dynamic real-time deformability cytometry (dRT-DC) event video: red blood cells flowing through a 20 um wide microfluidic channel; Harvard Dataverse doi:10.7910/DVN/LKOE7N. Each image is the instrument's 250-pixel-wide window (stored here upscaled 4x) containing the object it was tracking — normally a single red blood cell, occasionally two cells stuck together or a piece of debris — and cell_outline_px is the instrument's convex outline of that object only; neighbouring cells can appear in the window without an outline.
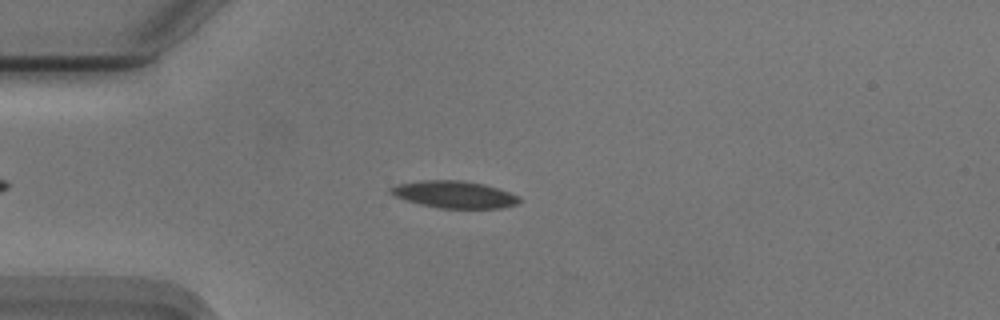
{"species": "Egyptian fruit bat (a non-hibernating species)", "species_latin": "Rousettus aegyptiacus", "temperature_condition": "cold", "stored_images_in_passage": 51, "camera_frame_rate_fps": 3000, "um_per_image_px": 0.085, "animal": {"sex": "male"}, "frame": {"image": 1, "passage_image": 11, "time_ms": 3.333, "image_size_px": [1000, 320], "cell_outline_px": [[520, 200], [516, 204], [504, 208], [436, 208], [420, 204], [396, 196], [388, 192], [388, 188], [396, 184], [420, 180], [464, 180], [484, 184], [520, 196]], "centroid_in_image_um": [38.59, 16.52], "position_along_channel_um": 46.4, "area_um2": 20.35}}
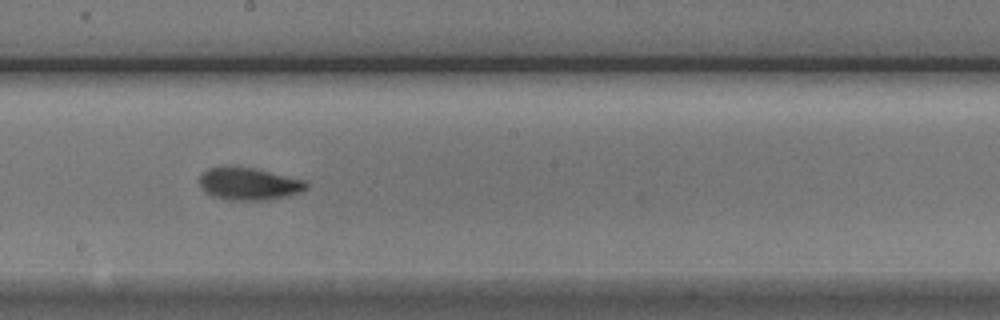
{"frame": {"image": 2, "passage_image": 27, "time_ms": 8.667, "image_size_px": [1000, 320], "cell_outline_px": [[308, 188], [300, 192], [288, 196], [268, 200], [228, 200], [212, 196], [200, 188], [200, 176], [208, 168], [228, 164], [252, 168], [304, 180], [308, 184]], "centroid_in_image_um": [21.11, 15.61], "position_along_channel_um": 227.1, "area_um2": 20.4}}
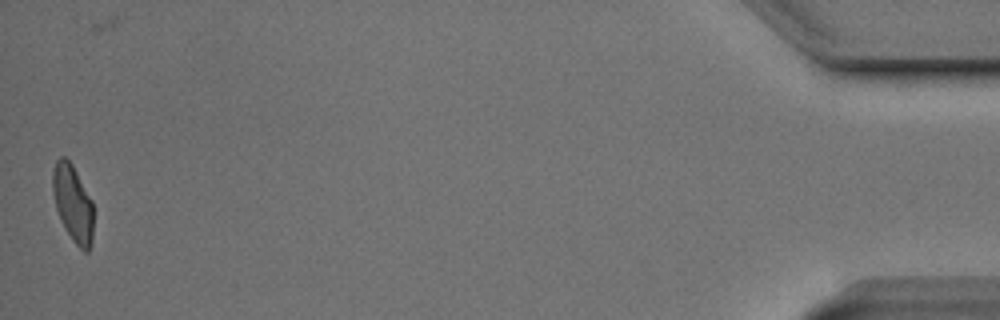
{"frame": {"image": 3, "passage_image": 51, "time_ms": 16.667, "image_size_px": [1000, 320], "cell_outline_px": [[92, 240], [88, 252], [84, 252], [72, 240], [56, 208], [52, 192], [52, 172], [56, 160], [60, 156], [64, 156], [72, 164], [92, 200]], "centroid_in_image_um": [6.18, 17.25], "position_along_channel_um": 429.0, "area_um2": 17.98}, "authors_computed_cell_mechanics": {"area_um2": 19.7098, "velocity_mm_per_s": 3.7199, "shape_relaxation_time_tau1_ms": 3.4859, "shape_relaxation_time_tau2_ms": 2.0318, "deformation_change_tau1": 0.1296, "deformation_change_tau2": 0.0755}}